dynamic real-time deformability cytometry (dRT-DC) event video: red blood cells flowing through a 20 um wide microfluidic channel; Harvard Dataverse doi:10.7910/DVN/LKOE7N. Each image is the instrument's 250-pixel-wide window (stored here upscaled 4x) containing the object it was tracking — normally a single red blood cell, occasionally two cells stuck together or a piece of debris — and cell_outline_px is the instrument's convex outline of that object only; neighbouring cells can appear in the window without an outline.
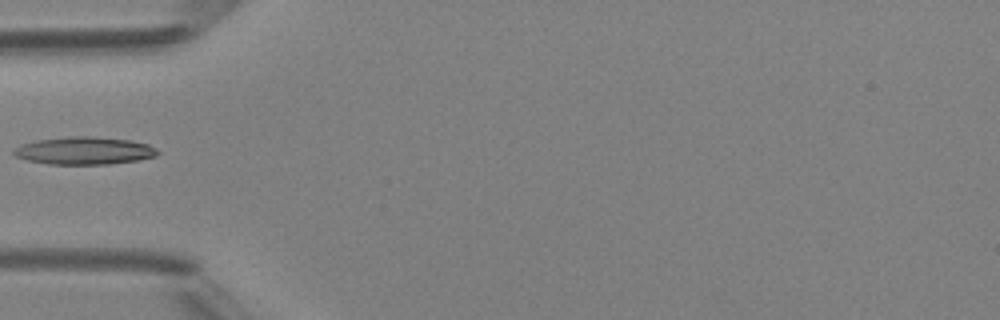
{"species": "Egyptian fruit bat (a non-hibernating species)", "species_latin": "Rousettus aegyptiacus", "temperature_condition": "room temperature", "stored_images_in_passage": 1, "camera_frame_rate_fps": 3000, "um_per_image_px": 0.085, "animal": {"sex": "female"}, "frame": {"image": 1, "passage_image": 1, "time_ms": 0.0, "image_size_px": [1000, 320], "cell_outline_px": [[160, 152], [156, 156], [140, 160], [108, 164], [48, 164], [28, 160], [16, 156], [12, 152], [12, 148], [20, 144], [36, 140], [68, 136], [88, 136], [128, 140], [148, 144], [156, 148]], "centroid_in_image_um": [7.14, 12.81], "position_along_channel_um": 77.9, "area_um2": 23.24}}